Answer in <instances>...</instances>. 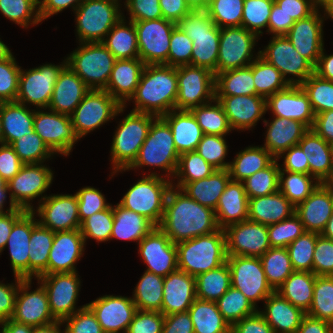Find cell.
I'll return each instance as SVG.
<instances>
[{"instance_id": "6da1fadb", "label": "cell", "mask_w": 333, "mask_h": 333, "mask_svg": "<svg viewBox=\"0 0 333 333\" xmlns=\"http://www.w3.org/2000/svg\"><path fill=\"white\" fill-rule=\"evenodd\" d=\"M158 227L175 244L219 229L215 211L191 199L173 183L168 190L163 217Z\"/></svg>"}, {"instance_id": "7a4b0ae2", "label": "cell", "mask_w": 333, "mask_h": 333, "mask_svg": "<svg viewBox=\"0 0 333 333\" xmlns=\"http://www.w3.org/2000/svg\"><path fill=\"white\" fill-rule=\"evenodd\" d=\"M177 92V67L145 65L136 92L129 100L135 102L131 111L161 117L175 109Z\"/></svg>"}, {"instance_id": "3957f363", "label": "cell", "mask_w": 333, "mask_h": 333, "mask_svg": "<svg viewBox=\"0 0 333 333\" xmlns=\"http://www.w3.org/2000/svg\"><path fill=\"white\" fill-rule=\"evenodd\" d=\"M178 269L198 276L227 262L224 229L176 244Z\"/></svg>"}, {"instance_id": "277c9868", "label": "cell", "mask_w": 333, "mask_h": 333, "mask_svg": "<svg viewBox=\"0 0 333 333\" xmlns=\"http://www.w3.org/2000/svg\"><path fill=\"white\" fill-rule=\"evenodd\" d=\"M176 25L192 40L191 65L208 68L216 76L220 28L207 10H191Z\"/></svg>"}, {"instance_id": "5b68a950", "label": "cell", "mask_w": 333, "mask_h": 333, "mask_svg": "<svg viewBox=\"0 0 333 333\" xmlns=\"http://www.w3.org/2000/svg\"><path fill=\"white\" fill-rule=\"evenodd\" d=\"M156 118L149 113L130 111L119 122L111 146L112 175L126 171L134 163Z\"/></svg>"}, {"instance_id": "8992f818", "label": "cell", "mask_w": 333, "mask_h": 333, "mask_svg": "<svg viewBox=\"0 0 333 333\" xmlns=\"http://www.w3.org/2000/svg\"><path fill=\"white\" fill-rule=\"evenodd\" d=\"M163 176H159L156 172L143 175V178L125 193L119 204L144 216L158 227L163 217L166 196L173 181L168 178L166 180Z\"/></svg>"}, {"instance_id": "52a82bcc", "label": "cell", "mask_w": 333, "mask_h": 333, "mask_svg": "<svg viewBox=\"0 0 333 333\" xmlns=\"http://www.w3.org/2000/svg\"><path fill=\"white\" fill-rule=\"evenodd\" d=\"M67 58V66L89 89L104 90L117 60L102 42L79 43Z\"/></svg>"}, {"instance_id": "ba28073f", "label": "cell", "mask_w": 333, "mask_h": 333, "mask_svg": "<svg viewBox=\"0 0 333 333\" xmlns=\"http://www.w3.org/2000/svg\"><path fill=\"white\" fill-rule=\"evenodd\" d=\"M179 156L170 127L161 117H157L150 126L136 160L127 171L155 166L168 172L166 177L171 178L176 173Z\"/></svg>"}, {"instance_id": "9c48e42d", "label": "cell", "mask_w": 333, "mask_h": 333, "mask_svg": "<svg viewBox=\"0 0 333 333\" xmlns=\"http://www.w3.org/2000/svg\"><path fill=\"white\" fill-rule=\"evenodd\" d=\"M120 8L115 0H84L75 10L79 43L103 42L124 16Z\"/></svg>"}, {"instance_id": "30bf717a", "label": "cell", "mask_w": 333, "mask_h": 333, "mask_svg": "<svg viewBox=\"0 0 333 333\" xmlns=\"http://www.w3.org/2000/svg\"><path fill=\"white\" fill-rule=\"evenodd\" d=\"M124 108L107 91L90 89L70 115L76 135L79 139L86 136L123 113Z\"/></svg>"}, {"instance_id": "8fae6325", "label": "cell", "mask_w": 333, "mask_h": 333, "mask_svg": "<svg viewBox=\"0 0 333 333\" xmlns=\"http://www.w3.org/2000/svg\"><path fill=\"white\" fill-rule=\"evenodd\" d=\"M53 176L52 170L42 163L23 164L20 171L7 182L10 204L6 211L14 208L32 211L34 207L30 202L41 195L40 203L46 197L42 195L52 184Z\"/></svg>"}, {"instance_id": "7c38bea8", "label": "cell", "mask_w": 333, "mask_h": 333, "mask_svg": "<svg viewBox=\"0 0 333 333\" xmlns=\"http://www.w3.org/2000/svg\"><path fill=\"white\" fill-rule=\"evenodd\" d=\"M66 66L65 59L60 65L50 63L29 70L21 69L16 102L24 105L30 103L36 109L46 110L56 81Z\"/></svg>"}, {"instance_id": "4fadbf2b", "label": "cell", "mask_w": 333, "mask_h": 333, "mask_svg": "<svg viewBox=\"0 0 333 333\" xmlns=\"http://www.w3.org/2000/svg\"><path fill=\"white\" fill-rule=\"evenodd\" d=\"M178 92L176 110H191L215 99V75L208 68L183 65L177 67Z\"/></svg>"}, {"instance_id": "5bb4252c", "label": "cell", "mask_w": 333, "mask_h": 333, "mask_svg": "<svg viewBox=\"0 0 333 333\" xmlns=\"http://www.w3.org/2000/svg\"><path fill=\"white\" fill-rule=\"evenodd\" d=\"M139 59L145 65H168L170 39L176 23L159 18L134 22Z\"/></svg>"}, {"instance_id": "9a60e30c", "label": "cell", "mask_w": 333, "mask_h": 333, "mask_svg": "<svg viewBox=\"0 0 333 333\" xmlns=\"http://www.w3.org/2000/svg\"><path fill=\"white\" fill-rule=\"evenodd\" d=\"M257 39L255 33L241 26L220 28L217 74L249 66L259 56L258 51L253 57L252 51Z\"/></svg>"}, {"instance_id": "2e32d148", "label": "cell", "mask_w": 333, "mask_h": 333, "mask_svg": "<svg viewBox=\"0 0 333 333\" xmlns=\"http://www.w3.org/2000/svg\"><path fill=\"white\" fill-rule=\"evenodd\" d=\"M231 286L241 291L256 307L274 290L268 284L260 257L227 256Z\"/></svg>"}, {"instance_id": "e0dca14e", "label": "cell", "mask_w": 333, "mask_h": 333, "mask_svg": "<svg viewBox=\"0 0 333 333\" xmlns=\"http://www.w3.org/2000/svg\"><path fill=\"white\" fill-rule=\"evenodd\" d=\"M271 38L265 49L259 50V56L276 67L289 84L301 85L314 73V66L295 50L286 36ZM287 74L297 78H286Z\"/></svg>"}, {"instance_id": "ac0fdd59", "label": "cell", "mask_w": 333, "mask_h": 333, "mask_svg": "<svg viewBox=\"0 0 333 333\" xmlns=\"http://www.w3.org/2000/svg\"><path fill=\"white\" fill-rule=\"evenodd\" d=\"M76 272L53 273L37 277L48 296L49 308L56 321H63L72 316L76 311L86 306L83 305L76 310L81 281Z\"/></svg>"}, {"instance_id": "d6986e66", "label": "cell", "mask_w": 333, "mask_h": 333, "mask_svg": "<svg viewBox=\"0 0 333 333\" xmlns=\"http://www.w3.org/2000/svg\"><path fill=\"white\" fill-rule=\"evenodd\" d=\"M34 109V131L53 153L67 156L79 137L76 135L71 117L52 110Z\"/></svg>"}, {"instance_id": "ffe728a7", "label": "cell", "mask_w": 333, "mask_h": 333, "mask_svg": "<svg viewBox=\"0 0 333 333\" xmlns=\"http://www.w3.org/2000/svg\"><path fill=\"white\" fill-rule=\"evenodd\" d=\"M227 256L261 257L271 246L267 225L245 220L224 229Z\"/></svg>"}, {"instance_id": "44dd1931", "label": "cell", "mask_w": 333, "mask_h": 333, "mask_svg": "<svg viewBox=\"0 0 333 333\" xmlns=\"http://www.w3.org/2000/svg\"><path fill=\"white\" fill-rule=\"evenodd\" d=\"M32 279H23L16 294L14 312L11 317L15 322L38 327L55 322L50 308L47 292L40 284L34 291L31 288Z\"/></svg>"}, {"instance_id": "7402d4cb", "label": "cell", "mask_w": 333, "mask_h": 333, "mask_svg": "<svg viewBox=\"0 0 333 333\" xmlns=\"http://www.w3.org/2000/svg\"><path fill=\"white\" fill-rule=\"evenodd\" d=\"M38 213V223L53 232L80 229L78 198L76 194L47 196L32 210Z\"/></svg>"}, {"instance_id": "603a6c76", "label": "cell", "mask_w": 333, "mask_h": 333, "mask_svg": "<svg viewBox=\"0 0 333 333\" xmlns=\"http://www.w3.org/2000/svg\"><path fill=\"white\" fill-rule=\"evenodd\" d=\"M138 245L140 256L147 264L145 271L166 277L178 269L176 244L159 227H154Z\"/></svg>"}, {"instance_id": "cb8c5ba5", "label": "cell", "mask_w": 333, "mask_h": 333, "mask_svg": "<svg viewBox=\"0 0 333 333\" xmlns=\"http://www.w3.org/2000/svg\"><path fill=\"white\" fill-rule=\"evenodd\" d=\"M272 111L276 117L286 118L303 123L311 129L315 113L307 93L300 85L289 84L266 98V111Z\"/></svg>"}, {"instance_id": "d4e9b609", "label": "cell", "mask_w": 333, "mask_h": 333, "mask_svg": "<svg viewBox=\"0 0 333 333\" xmlns=\"http://www.w3.org/2000/svg\"><path fill=\"white\" fill-rule=\"evenodd\" d=\"M94 313L104 333H126L137 311L133 299L104 295L86 304Z\"/></svg>"}, {"instance_id": "484cf974", "label": "cell", "mask_w": 333, "mask_h": 333, "mask_svg": "<svg viewBox=\"0 0 333 333\" xmlns=\"http://www.w3.org/2000/svg\"><path fill=\"white\" fill-rule=\"evenodd\" d=\"M319 9L320 7L308 17L296 21L285 35L295 50L314 67L324 48L323 22L325 16H321Z\"/></svg>"}, {"instance_id": "4316f807", "label": "cell", "mask_w": 333, "mask_h": 333, "mask_svg": "<svg viewBox=\"0 0 333 333\" xmlns=\"http://www.w3.org/2000/svg\"><path fill=\"white\" fill-rule=\"evenodd\" d=\"M85 245L80 229L54 232L53 245L47 265V275L77 272L75 264L83 256Z\"/></svg>"}, {"instance_id": "83f0119b", "label": "cell", "mask_w": 333, "mask_h": 333, "mask_svg": "<svg viewBox=\"0 0 333 333\" xmlns=\"http://www.w3.org/2000/svg\"><path fill=\"white\" fill-rule=\"evenodd\" d=\"M232 130L253 128L266 113V98L260 95L215 96Z\"/></svg>"}, {"instance_id": "f1b7e54d", "label": "cell", "mask_w": 333, "mask_h": 333, "mask_svg": "<svg viewBox=\"0 0 333 333\" xmlns=\"http://www.w3.org/2000/svg\"><path fill=\"white\" fill-rule=\"evenodd\" d=\"M33 211H26L13 225L6 246L15 276L29 278V243L32 229L38 224Z\"/></svg>"}, {"instance_id": "f546056e", "label": "cell", "mask_w": 333, "mask_h": 333, "mask_svg": "<svg viewBox=\"0 0 333 333\" xmlns=\"http://www.w3.org/2000/svg\"><path fill=\"white\" fill-rule=\"evenodd\" d=\"M196 299L195 277L177 269L164 277L161 312H186Z\"/></svg>"}, {"instance_id": "4dcf8cb0", "label": "cell", "mask_w": 333, "mask_h": 333, "mask_svg": "<svg viewBox=\"0 0 333 333\" xmlns=\"http://www.w3.org/2000/svg\"><path fill=\"white\" fill-rule=\"evenodd\" d=\"M145 64L139 58L117 59L104 89L122 106L135 94Z\"/></svg>"}, {"instance_id": "1f68e13d", "label": "cell", "mask_w": 333, "mask_h": 333, "mask_svg": "<svg viewBox=\"0 0 333 333\" xmlns=\"http://www.w3.org/2000/svg\"><path fill=\"white\" fill-rule=\"evenodd\" d=\"M295 213L303 223L305 231L321 234L333 213L330 192L320 183L303 202L295 207Z\"/></svg>"}, {"instance_id": "d6a6232c", "label": "cell", "mask_w": 333, "mask_h": 333, "mask_svg": "<svg viewBox=\"0 0 333 333\" xmlns=\"http://www.w3.org/2000/svg\"><path fill=\"white\" fill-rule=\"evenodd\" d=\"M89 90L84 81L66 66L56 81L48 109L70 116Z\"/></svg>"}, {"instance_id": "836d02e7", "label": "cell", "mask_w": 333, "mask_h": 333, "mask_svg": "<svg viewBox=\"0 0 333 333\" xmlns=\"http://www.w3.org/2000/svg\"><path fill=\"white\" fill-rule=\"evenodd\" d=\"M263 122L266 127L268 126L263 147L278 161L280 155L292 146L297 145L309 130L299 121L276 116L269 123L265 119Z\"/></svg>"}, {"instance_id": "e575fe53", "label": "cell", "mask_w": 333, "mask_h": 333, "mask_svg": "<svg viewBox=\"0 0 333 333\" xmlns=\"http://www.w3.org/2000/svg\"><path fill=\"white\" fill-rule=\"evenodd\" d=\"M249 198L242 182L230 180L216 206L215 217L220 229L248 220Z\"/></svg>"}, {"instance_id": "d590c367", "label": "cell", "mask_w": 333, "mask_h": 333, "mask_svg": "<svg viewBox=\"0 0 333 333\" xmlns=\"http://www.w3.org/2000/svg\"><path fill=\"white\" fill-rule=\"evenodd\" d=\"M264 310L258 312L273 328L274 333H296L306 314L274 291L264 300Z\"/></svg>"}, {"instance_id": "8d00e7d4", "label": "cell", "mask_w": 333, "mask_h": 333, "mask_svg": "<svg viewBox=\"0 0 333 333\" xmlns=\"http://www.w3.org/2000/svg\"><path fill=\"white\" fill-rule=\"evenodd\" d=\"M161 118L171 129L179 155L196 151L204 134L191 111L173 109Z\"/></svg>"}, {"instance_id": "74e56055", "label": "cell", "mask_w": 333, "mask_h": 333, "mask_svg": "<svg viewBox=\"0 0 333 333\" xmlns=\"http://www.w3.org/2000/svg\"><path fill=\"white\" fill-rule=\"evenodd\" d=\"M309 163V174L320 183L333 173V145L309 129L299 141Z\"/></svg>"}, {"instance_id": "f35d334b", "label": "cell", "mask_w": 333, "mask_h": 333, "mask_svg": "<svg viewBox=\"0 0 333 333\" xmlns=\"http://www.w3.org/2000/svg\"><path fill=\"white\" fill-rule=\"evenodd\" d=\"M295 213V206L279 190L273 194L249 198L248 220L270 225Z\"/></svg>"}, {"instance_id": "ab89813d", "label": "cell", "mask_w": 333, "mask_h": 333, "mask_svg": "<svg viewBox=\"0 0 333 333\" xmlns=\"http://www.w3.org/2000/svg\"><path fill=\"white\" fill-rule=\"evenodd\" d=\"M0 117L3 130V144L10 145L25 134L34 131V109L13 102L0 103Z\"/></svg>"}, {"instance_id": "60d3db41", "label": "cell", "mask_w": 333, "mask_h": 333, "mask_svg": "<svg viewBox=\"0 0 333 333\" xmlns=\"http://www.w3.org/2000/svg\"><path fill=\"white\" fill-rule=\"evenodd\" d=\"M230 180L228 169H215L207 178L188 182L181 190L201 205L215 210Z\"/></svg>"}, {"instance_id": "b9f144b4", "label": "cell", "mask_w": 333, "mask_h": 333, "mask_svg": "<svg viewBox=\"0 0 333 333\" xmlns=\"http://www.w3.org/2000/svg\"><path fill=\"white\" fill-rule=\"evenodd\" d=\"M113 215L110 240L117 238L139 243L155 227L147 218L122 207L119 203L113 206Z\"/></svg>"}, {"instance_id": "7bdbcfd3", "label": "cell", "mask_w": 333, "mask_h": 333, "mask_svg": "<svg viewBox=\"0 0 333 333\" xmlns=\"http://www.w3.org/2000/svg\"><path fill=\"white\" fill-rule=\"evenodd\" d=\"M316 275L308 271H294L276 290L295 307L307 313L313 301Z\"/></svg>"}, {"instance_id": "ee69618b", "label": "cell", "mask_w": 333, "mask_h": 333, "mask_svg": "<svg viewBox=\"0 0 333 333\" xmlns=\"http://www.w3.org/2000/svg\"><path fill=\"white\" fill-rule=\"evenodd\" d=\"M123 16L106 34L103 44L116 59L139 58L137 32L133 21Z\"/></svg>"}, {"instance_id": "f6af8a7d", "label": "cell", "mask_w": 333, "mask_h": 333, "mask_svg": "<svg viewBox=\"0 0 333 333\" xmlns=\"http://www.w3.org/2000/svg\"><path fill=\"white\" fill-rule=\"evenodd\" d=\"M275 158L263 146H249L236 154L228 171L233 181L242 182L257 171L268 167Z\"/></svg>"}, {"instance_id": "bcb514c9", "label": "cell", "mask_w": 333, "mask_h": 333, "mask_svg": "<svg viewBox=\"0 0 333 333\" xmlns=\"http://www.w3.org/2000/svg\"><path fill=\"white\" fill-rule=\"evenodd\" d=\"M188 312L194 333H231V326L218 310L215 301L196 298Z\"/></svg>"}, {"instance_id": "7dc6e473", "label": "cell", "mask_w": 333, "mask_h": 333, "mask_svg": "<svg viewBox=\"0 0 333 333\" xmlns=\"http://www.w3.org/2000/svg\"><path fill=\"white\" fill-rule=\"evenodd\" d=\"M54 232L39 223L32 229L29 243V279L47 275Z\"/></svg>"}, {"instance_id": "c3c4849f", "label": "cell", "mask_w": 333, "mask_h": 333, "mask_svg": "<svg viewBox=\"0 0 333 333\" xmlns=\"http://www.w3.org/2000/svg\"><path fill=\"white\" fill-rule=\"evenodd\" d=\"M256 95L250 66L227 70L215 76V96Z\"/></svg>"}, {"instance_id": "681fc988", "label": "cell", "mask_w": 333, "mask_h": 333, "mask_svg": "<svg viewBox=\"0 0 333 333\" xmlns=\"http://www.w3.org/2000/svg\"><path fill=\"white\" fill-rule=\"evenodd\" d=\"M164 277L144 271L133 294L137 310L161 312Z\"/></svg>"}, {"instance_id": "f907efd6", "label": "cell", "mask_w": 333, "mask_h": 333, "mask_svg": "<svg viewBox=\"0 0 333 333\" xmlns=\"http://www.w3.org/2000/svg\"><path fill=\"white\" fill-rule=\"evenodd\" d=\"M231 287L228 263L195 277L196 298L217 301Z\"/></svg>"}, {"instance_id": "816d5d0a", "label": "cell", "mask_w": 333, "mask_h": 333, "mask_svg": "<svg viewBox=\"0 0 333 333\" xmlns=\"http://www.w3.org/2000/svg\"><path fill=\"white\" fill-rule=\"evenodd\" d=\"M260 259L267 282L274 291L295 271L287 248L271 247Z\"/></svg>"}, {"instance_id": "f5cc1de1", "label": "cell", "mask_w": 333, "mask_h": 333, "mask_svg": "<svg viewBox=\"0 0 333 333\" xmlns=\"http://www.w3.org/2000/svg\"><path fill=\"white\" fill-rule=\"evenodd\" d=\"M190 111L201 127L203 134L226 136L232 131L224 109L216 98L192 108Z\"/></svg>"}, {"instance_id": "db71d44e", "label": "cell", "mask_w": 333, "mask_h": 333, "mask_svg": "<svg viewBox=\"0 0 333 333\" xmlns=\"http://www.w3.org/2000/svg\"><path fill=\"white\" fill-rule=\"evenodd\" d=\"M278 184L279 191L296 207L316 189L320 182L310 174L279 171Z\"/></svg>"}, {"instance_id": "11a10c76", "label": "cell", "mask_w": 333, "mask_h": 333, "mask_svg": "<svg viewBox=\"0 0 333 333\" xmlns=\"http://www.w3.org/2000/svg\"><path fill=\"white\" fill-rule=\"evenodd\" d=\"M252 69L256 95L267 98L277 91L285 89L289 83L280 71L258 56L250 65Z\"/></svg>"}, {"instance_id": "9f6ffc18", "label": "cell", "mask_w": 333, "mask_h": 333, "mask_svg": "<svg viewBox=\"0 0 333 333\" xmlns=\"http://www.w3.org/2000/svg\"><path fill=\"white\" fill-rule=\"evenodd\" d=\"M218 310L232 327L236 322L258 311L238 289L231 286L217 301Z\"/></svg>"}, {"instance_id": "6f0895ef", "label": "cell", "mask_w": 333, "mask_h": 333, "mask_svg": "<svg viewBox=\"0 0 333 333\" xmlns=\"http://www.w3.org/2000/svg\"><path fill=\"white\" fill-rule=\"evenodd\" d=\"M214 171L215 168L205 161L197 151L183 153L179 156L174 175V178L179 179L175 187L181 189L186 183L207 178Z\"/></svg>"}, {"instance_id": "680465c9", "label": "cell", "mask_w": 333, "mask_h": 333, "mask_svg": "<svg viewBox=\"0 0 333 333\" xmlns=\"http://www.w3.org/2000/svg\"><path fill=\"white\" fill-rule=\"evenodd\" d=\"M306 314L333 324V276H316L313 301Z\"/></svg>"}, {"instance_id": "91938a15", "label": "cell", "mask_w": 333, "mask_h": 333, "mask_svg": "<svg viewBox=\"0 0 333 333\" xmlns=\"http://www.w3.org/2000/svg\"><path fill=\"white\" fill-rule=\"evenodd\" d=\"M278 160L275 159L268 167L257 171L242 181L248 198H255L273 194L279 190Z\"/></svg>"}, {"instance_id": "94428289", "label": "cell", "mask_w": 333, "mask_h": 333, "mask_svg": "<svg viewBox=\"0 0 333 333\" xmlns=\"http://www.w3.org/2000/svg\"><path fill=\"white\" fill-rule=\"evenodd\" d=\"M10 146L15 150L23 164L43 163L51 155H54L35 131L21 136Z\"/></svg>"}, {"instance_id": "6125c7cd", "label": "cell", "mask_w": 333, "mask_h": 333, "mask_svg": "<svg viewBox=\"0 0 333 333\" xmlns=\"http://www.w3.org/2000/svg\"><path fill=\"white\" fill-rule=\"evenodd\" d=\"M38 0H0V12L23 28L42 22Z\"/></svg>"}, {"instance_id": "be15d7a7", "label": "cell", "mask_w": 333, "mask_h": 333, "mask_svg": "<svg viewBox=\"0 0 333 333\" xmlns=\"http://www.w3.org/2000/svg\"><path fill=\"white\" fill-rule=\"evenodd\" d=\"M307 93L315 115L333 110V82L313 73L301 85Z\"/></svg>"}, {"instance_id": "e7e4bbea", "label": "cell", "mask_w": 333, "mask_h": 333, "mask_svg": "<svg viewBox=\"0 0 333 333\" xmlns=\"http://www.w3.org/2000/svg\"><path fill=\"white\" fill-rule=\"evenodd\" d=\"M319 233L304 232L286 248L295 271L313 273V254Z\"/></svg>"}, {"instance_id": "03108f58", "label": "cell", "mask_w": 333, "mask_h": 333, "mask_svg": "<svg viewBox=\"0 0 333 333\" xmlns=\"http://www.w3.org/2000/svg\"><path fill=\"white\" fill-rule=\"evenodd\" d=\"M274 0H244L241 27L255 33L263 34L262 28L268 27Z\"/></svg>"}, {"instance_id": "003e7915", "label": "cell", "mask_w": 333, "mask_h": 333, "mask_svg": "<svg viewBox=\"0 0 333 333\" xmlns=\"http://www.w3.org/2000/svg\"><path fill=\"white\" fill-rule=\"evenodd\" d=\"M244 0H210L207 13L219 27L241 26Z\"/></svg>"}, {"instance_id": "a7ac6f4b", "label": "cell", "mask_w": 333, "mask_h": 333, "mask_svg": "<svg viewBox=\"0 0 333 333\" xmlns=\"http://www.w3.org/2000/svg\"><path fill=\"white\" fill-rule=\"evenodd\" d=\"M271 247L286 248L305 231L303 223L296 213L278 223L267 225Z\"/></svg>"}, {"instance_id": "89a4df30", "label": "cell", "mask_w": 333, "mask_h": 333, "mask_svg": "<svg viewBox=\"0 0 333 333\" xmlns=\"http://www.w3.org/2000/svg\"><path fill=\"white\" fill-rule=\"evenodd\" d=\"M114 222L113 206L93 214L86 218L80 227L84 242L92 238L96 242L109 241L112 234V226Z\"/></svg>"}, {"instance_id": "2644e50d", "label": "cell", "mask_w": 333, "mask_h": 333, "mask_svg": "<svg viewBox=\"0 0 333 333\" xmlns=\"http://www.w3.org/2000/svg\"><path fill=\"white\" fill-rule=\"evenodd\" d=\"M225 136L204 134L196 151L215 169H228L230 162H225L228 146Z\"/></svg>"}, {"instance_id": "8c879c8a", "label": "cell", "mask_w": 333, "mask_h": 333, "mask_svg": "<svg viewBox=\"0 0 333 333\" xmlns=\"http://www.w3.org/2000/svg\"><path fill=\"white\" fill-rule=\"evenodd\" d=\"M20 71L13 55L0 61V103L16 101Z\"/></svg>"}, {"instance_id": "753ad0ef", "label": "cell", "mask_w": 333, "mask_h": 333, "mask_svg": "<svg viewBox=\"0 0 333 333\" xmlns=\"http://www.w3.org/2000/svg\"><path fill=\"white\" fill-rule=\"evenodd\" d=\"M169 46L168 65L172 67L191 65L192 40L178 26L172 31Z\"/></svg>"}, {"instance_id": "34e18365", "label": "cell", "mask_w": 333, "mask_h": 333, "mask_svg": "<svg viewBox=\"0 0 333 333\" xmlns=\"http://www.w3.org/2000/svg\"><path fill=\"white\" fill-rule=\"evenodd\" d=\"M78 198V213L80 222L93 214L105 210L111 206L106 203V198L98 190L90 186H86L76 192Z\"/></svg>"}, {"instance_id": "11e5206c", "label": "cell", "mask_w": 333, "mask_h": 333, "mask_svg": "<svg viewBox=\"0 0 333 333\" xmlns=\"http://www.w3.org/2000/svg\"><path fill=\"white\" fill-rule=\"evenodd\" d=\"M62 323H67L64 333H104L94 313L87 305L64 319Z\"/></svg>"}, {"instance_id": "2a66077c", "label": "cell", "mask_w": 333, "mask_h": 333, "mask_svg": "<svg viewBox=\"0 0 333 333\" xmlns=\"http://www.w3.org/2000/svg\"><path fill=\"white\" fill-rule=\"evenodd\" d=\"M313 273L316 276H333V240L317 237L313 254Z\"/></svg>"}, {"instance_id": "b9fcfbb0", "label": "cell", "mask_w": 333, "mask_h": 333, "mask_svg": "<svg viewBox=\"0 0 333 333\" xmlns=\"http://www.w3.org/2000/svg\"><path fill=\"white\" fill-rule=\"evenodd\" d=\"M164 319L162 312L137 310L126 333H162Z\"/></svg>"}, {"instance_id": "09005b40", "label": "cell", "mask_w": 333, "mask_h": 333, "mask_svg": "<svg viewBox=\"0 0 333 333\" xmlns=\"http://www.w3.org/2000/svg\"><path fill=\"white\" fill-rule=\"evenodd\" d=\"M124 5L129 11L130 21H146L163 18L159 0H126Z\"/></svg>"}, {"instance_id": "979ff035", "label": "cell", "mask_w": 333, "mask_h": 333, "mask_svg": "<svg viewBox=\"0 0 333 333\" xmlns=\"http://www.w3.org/2000/svg\"><path fill=\"white\" fill-rule=\"evenodd\" d=\"M274 3L295 22L308 17L318 8L316 0H274Z\"/></svg>"}, {"instance_id": "deb4b68c", "label": "cell", "mask_w": 333, "mask_h": 333, "mask_svg": "<svg viewBox=\"0 0 333 333\" xmlns=\"http://www.w3.org/2000/svg\"><path fill=\"white\" fill-rule=\"evenodd\" d=\"M23 279L24 278L15 276V284H4L0 282V323L11 319L14 312L16 294L19 284Z\"/></svg>"}, {"instance_id": "67dfc351", "label": "cell", "mask_w": 333, "mask_h": 333, "mask_svg": "<svg viewBox=\"0 0 333 333\" xmlns=\"http://www.w3.org/2000/svg\"><path fill=\"white\" fill-rule=\"evenodd\" d=\"M20 161L15 150L7 144H0V176L9 182L21 169Z\"/></svg>"}, {"instance_id": "b62a3aed", "label": "cell", "mask_w": 333, "mask_h": 333, "mask_svg": "<svg viewBox=\"0 0 333 333\" xmlns=\"http://www.w3.org/2000/svg\"><path fill=\"white\" fill-rule=\"evenodd\" d=\"M283 156L284 162L280 167V171H288V172H298L309 174V163L306 158L305 153L301 149V147L297 144L292 146L290 149L283 152L281 155ZM284 166L283 168H281Z\"/></svg>"}, {"instance_id": "603ad722", "label": "cell", "mask_w": 333, "mask_h": 333, "mask_svg": "<svg viewBox=\"0 0 333 333\" xmlns=\"http://www.w3.org/2000/svg\"><path fill=\"white\" fill-rule=\"evenodd\" d=\"M231 333H274L263 316L256 313L239 320L231 327Z\"/></svg>"}, {"instance_id": "5803f987", "label": "cell", "mask_w": 333, "mask_h": 333, "mask_svg": "<svg viewBox=\"0 0 333 333\" xmlns=\"http://www.w3.org/2000/svg\"><path fill=\"white\" fill-rule=\"evenodd\" d=\"M162 333H194L189 312L165 315Z\"/></svg>"}]
</instances>
